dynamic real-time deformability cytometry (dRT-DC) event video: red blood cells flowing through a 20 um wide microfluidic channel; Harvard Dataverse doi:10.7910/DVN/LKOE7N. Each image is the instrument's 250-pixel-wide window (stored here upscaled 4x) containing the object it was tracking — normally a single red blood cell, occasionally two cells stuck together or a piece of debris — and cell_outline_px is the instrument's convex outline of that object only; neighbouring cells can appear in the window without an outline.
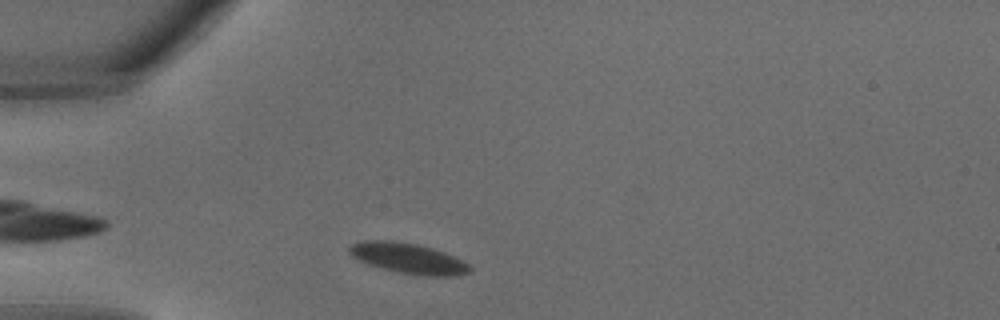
{"species": "common noctule bat (a hibernating species)", "species_latin": "Nyctalus noctula", "temperature_condition": "warm", "stored_images_in_passage": 26, "camera_frame_rate_fps": 3000, "um_per_image_px": 0.085, "animal": {"sex": "male", "body_mass_g": 18.8}, "frame": {"image": 1, "passage_image": 2, "time_ms": 0.333, "image_size_px": [1000, 320], "cell_outline_px": [[472, 272], [460, 276], [424, 276], [396, 272], [368, 264], [352, 256], [348, 252], [348, 248], [352, 244], [360, 240], [392, 240], [416, 244], [432, 248], [444, 252], [468, 264], [472, 268]], "centroid_in_image_um": [34.7, 21.96], "position_along_channel_um": 50.3, "area_um2": 21.5}}
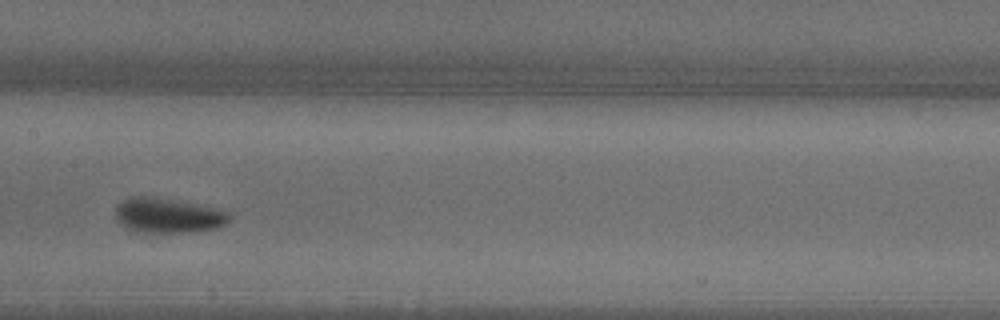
{"frame": {"image": 2, "passage_image": 10, "time_ms": 3.0, "image_size_px": [1000, 320], "cell_outline_px": [[232, 220], [228, 224], [216, 228], [192, 232], [136, 232], [128, 228], [116, 220], [116, 208], [124, 200], [132, 196], [148, 196], [224, 208], [228, 212]], "centroid_in_image_um": [14.37, 18.32], "position_along_channel_um": 193.0, "area_um2": 23.35}}
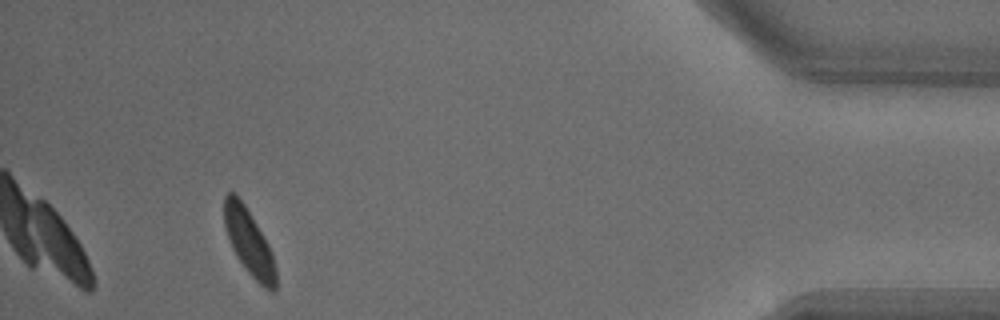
{"frame": {"image": 3, "passage_image": 24, "time_ms": 7.667, "image_size_px": [1000, 320], "cell_outline_px": [[276, 288], [272, 292], [260, 284], [248, 272], [236, 256], [228, 240], [224, 228], [224, 196], [228, 192], [236, 192], [244, 204], [268, 244], [272, 252], [276, 268]], "centroid_in_image_um": [21.14, 20.57], "position_along_channel_um": 414.1, "area_um2": 19.77}}